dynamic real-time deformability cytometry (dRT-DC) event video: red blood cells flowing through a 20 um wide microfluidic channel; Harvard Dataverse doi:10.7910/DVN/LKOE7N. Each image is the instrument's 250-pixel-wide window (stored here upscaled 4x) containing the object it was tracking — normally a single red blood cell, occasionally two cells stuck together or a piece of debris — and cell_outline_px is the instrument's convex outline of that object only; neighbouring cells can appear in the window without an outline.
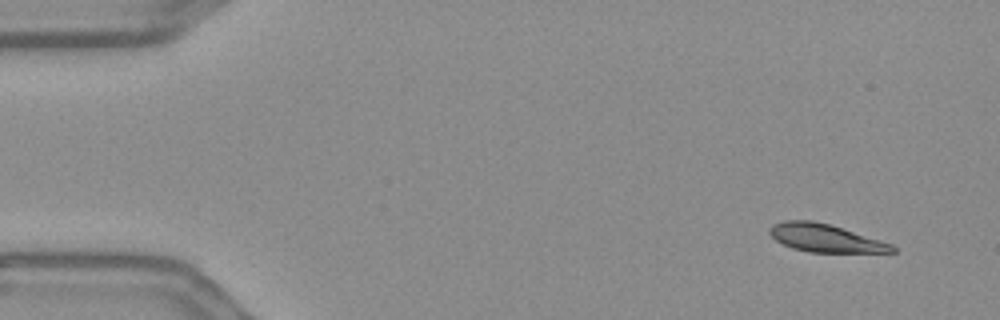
{"species": "Egyptian fruit bat (a non-hibernating species)", "species_latin": "Rousettus aegyptiacus", "temperature_condition": "warm", "stored_images_in_passage": 53, "camera_frame_rate_fps": 3000, "um_per_image_px": 0.085, "frame": {"image": 1, "passage_image": 1, "time_ms": 0.0, "image_size_px": [1000, 320], "cell_outline_px": [[896, 252], [808, 252], [792, 248], [776, 240], [768, 232], [768, 228], [772, 224], [784, 220], [812, 220], [828, 224], [892, 244], [896, 248]], "centroid_in_image_um": [70.09, 20.23], "position_along_channel_um": 14.9, "area_um2": 19.71}}
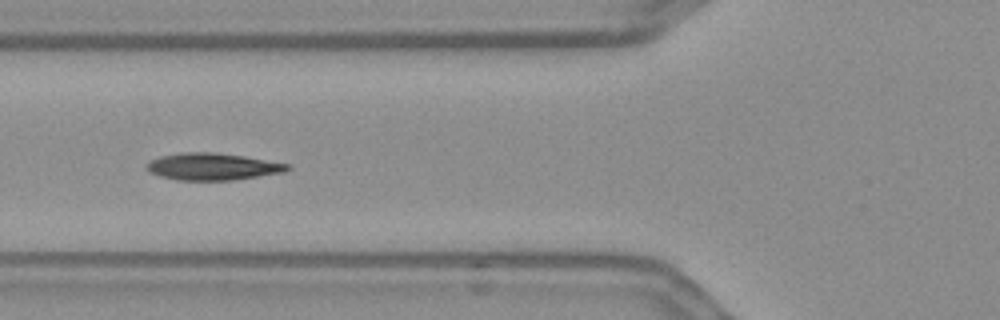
{"frame": {"image": 2, "passage_image": 18, "time_ms": 5.667, "image_size_px": [1000, 320], "cell_outline_px": [[292, 168], [284, 172], [232, 180], [176, 180], [160, 176], [148, 172], [144, 168], [144, 164], [148, 160], [160, 156], [180, 152], [216, 152], [244, 156], [292, 164]], "centroid_in_image_um": [18.02, 14.15], "position_along_channel_um": 107.8, "area_um2": 22.54}}
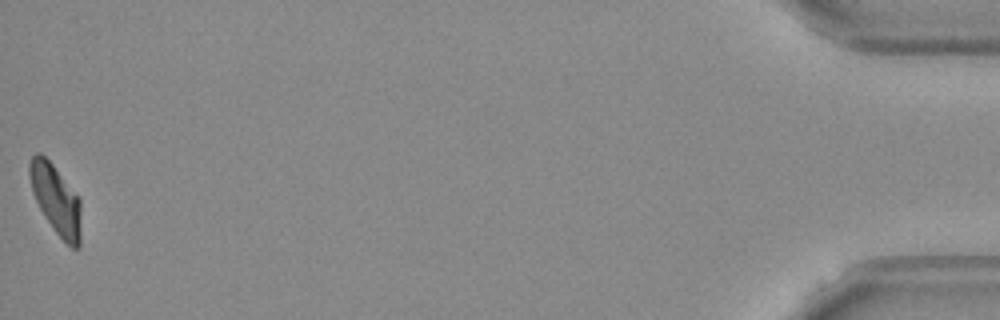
{"frame": {"image": 3, "passage_image": 53, "time_ms": 17.333, "image_size_px": [1000, 320], "cell_outline_px": [[80, 248], [72, 248], [56, 232], [44, 216], [32, 192], [28, 176], [28, 164], [32, 156], [36, 152], [40, 152], [52, 164], [80, 196]], "centroid_in_image_um": [4.74, 16.92], "position_along_channel_um": 430.5, "area_um2": 20.92}, "authors_computed_cell_mechanics": {"area_um2": 21.7906, "velocity_mm_per_s": 3.6136, "shape_relaxation_time_tau1_ms": 6.1119, "shape_relaxation_time_tau2_ms": 3.561, "deformation_change_tau1": 0.1613, "deformation_change_tau2": 0.0599}}